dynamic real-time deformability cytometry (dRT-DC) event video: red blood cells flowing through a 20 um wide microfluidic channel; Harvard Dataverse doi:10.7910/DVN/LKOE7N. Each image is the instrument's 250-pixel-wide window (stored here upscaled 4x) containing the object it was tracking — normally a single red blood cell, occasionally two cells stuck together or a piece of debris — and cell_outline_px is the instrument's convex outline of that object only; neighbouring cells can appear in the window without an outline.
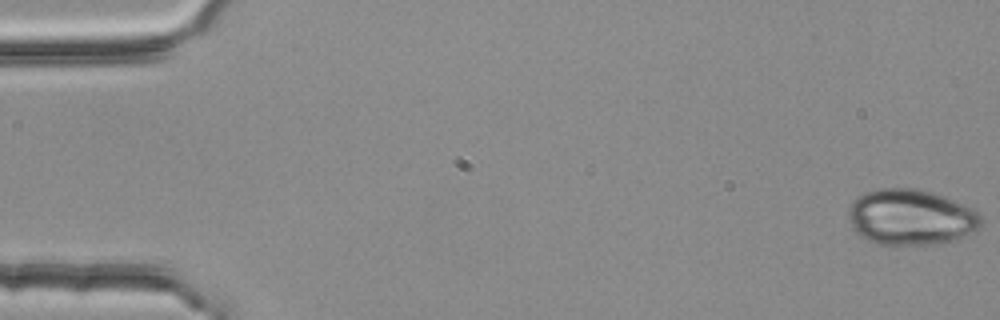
{"species": "common noctule bat (a hibernating species)", "species_latin": "Nyctalus noctula", "temperature_condition": "room temperature", "stored_images_in_passage": 5, "camera_frame_rate_fps": 3000, "um_per_image_px": 0.085, "animal": {"sex": "female", "body_mass_g": 25.1}, "frame": {"image": 1, "passage_image": 1, "time_ms": 0.0, "image_size_px": [1000, 320], "cell_outline_px": [[984, 224], [980, 228], [952, 240], [936, 244], [876, 244], [864, 240], [852, 228], [848, 216], [848, 208], [852, 200], [856, 196], [864, 192], [876, 188], [916, 188], [944, 196], [976, 208], [980, 212]], "centroid_in_image_um": [77.41, 18.44], "position_along_channel_um": 7.6, "area_um2": 43.75}}